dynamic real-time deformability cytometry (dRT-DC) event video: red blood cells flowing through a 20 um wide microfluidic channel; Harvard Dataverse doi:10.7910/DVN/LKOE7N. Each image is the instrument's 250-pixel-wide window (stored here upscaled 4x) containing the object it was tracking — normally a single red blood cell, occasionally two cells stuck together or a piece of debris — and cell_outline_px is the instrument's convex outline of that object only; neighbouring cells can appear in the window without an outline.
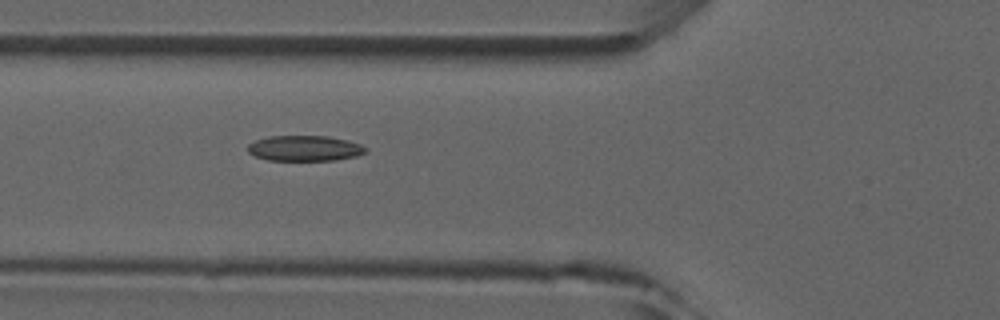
{"species": "common noctule bat (a hibernating species)", "species_latin": "Nyctalus noctula", "temperature_condition": "room temperature", "stored_images_in_passage": 6, "camera_frame_rate_fps": 3000, "um_per_image_px": 0.085, "animal": {"sex": "male", "forearm_length_mm": 52.5}, "frame": {"image": 1, "passage_image": 6, "time_ms": 5.667, "image_size_px": [1000, 320], "cell_outline_px": [[368, 152], [356, 156], [336, 160], [268, 160], [256, 156], [248, 152], [248, 144], [256, 140], [272, 136], [328, 136], [348, 140], [360, 144], [368, 148]], "centroid_in_image_um": [25.94, 12.6], "position_along_channel_um": 99.9, "area_um2": 17.51}}